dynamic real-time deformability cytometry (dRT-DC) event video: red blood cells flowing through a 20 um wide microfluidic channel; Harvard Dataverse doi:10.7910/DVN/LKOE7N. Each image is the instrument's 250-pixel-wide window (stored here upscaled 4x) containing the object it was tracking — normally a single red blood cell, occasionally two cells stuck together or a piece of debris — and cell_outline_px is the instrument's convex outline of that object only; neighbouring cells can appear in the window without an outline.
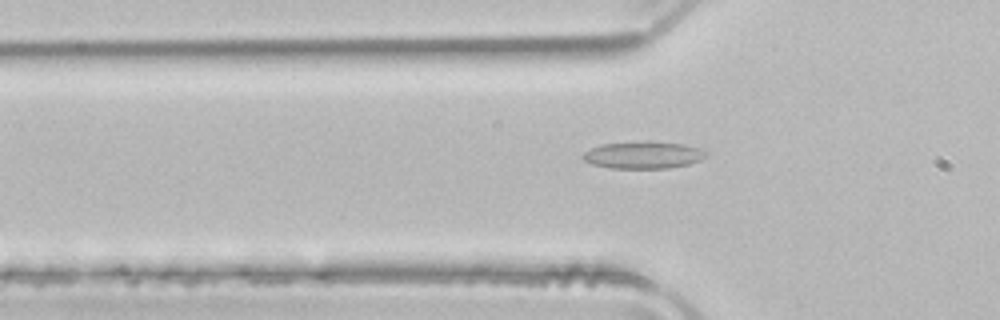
{"species": "common noctule bat (a hibernating species)", "species_latin": "Nyctalus noctula", "temperature_condition": "room temperature", "stored_images_in_passage": 39, "camera_frame_rate_fps": 3000, "um_per_image_px": 0.085, "animal": {"sex": "male", "body_mass_g": 21.5, "forearm_length_mm": 52.0}, "frame": {"image": 1, "passage_image": 5, "time_ms": 1.333, "image_size_px": [1000, 320], "cell_outline_px": [[708, 152], [700, 160], [688, 164], [668, 168], [608, 168], [592, 164], [584, 160], [580, 156], [584, 152], [600, 144], [684, 144]], "centroid_in_image_um": [54.62, 13.23], "position_along_channel_um": 71.2, "area_um2": 18.38}}
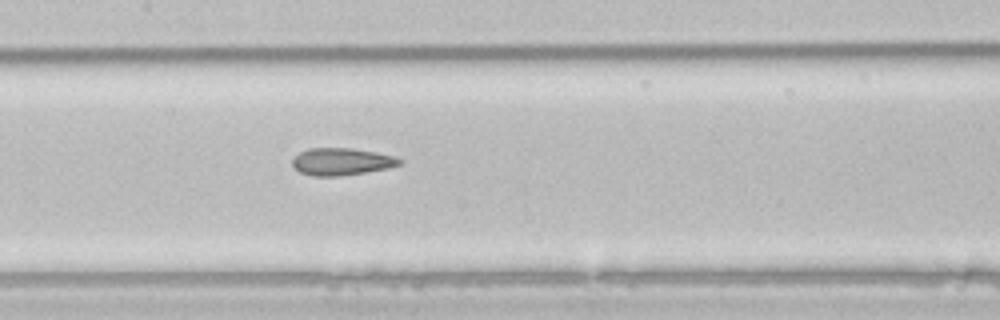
{"frame": {"image": 2, "passage_image": 13, "time_ms": 4.0, "image_size_px": [1000, 320], "cell_outline_px": [[404, 160], [400, 164], [388, 168], [364, 172], [336, 176], [312, 176], [300, 172], [292, 164], [292, 160], [300, 152], [308, 148], [352, 148], [376, 152], [392, 156]], "centroid_in_image_um": [29.02, 13.73], "position_along_channel_um": 178.4, "area_um2": 16.82}}
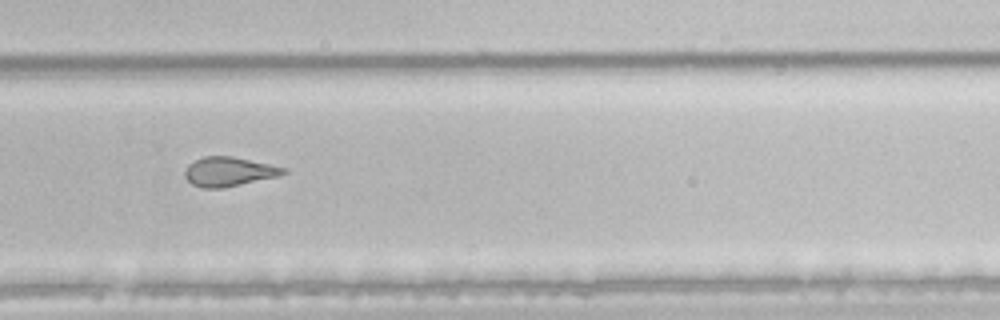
{"frame": {"image": 3, "passage_image": 23, "time_ms": 7.333, "image_size_px": [1000, 320], "cell_outline_px": [[288, 172], [280, 176], [220, 188], [204, 188], [192, 184], [184, 176], [184, 172], [188, 164], [204, 156], [232, 156], [288, 168]], "centroid_in_image_um": [19.47, 14.58], "position_along_channel_um": 310.3, "area_um2": 16.76}, "authors_computed_cell_mechanics": {"area_um2": 17.9758, "velocity_mm_per_s": 3.989, "shape_relaxation_time_tau1_ms": null, "shape_relaxation_time_tau2_ms": 2.0173, "deformation_change_tau1": null, "deformation_change_tau2": 0.1041}}